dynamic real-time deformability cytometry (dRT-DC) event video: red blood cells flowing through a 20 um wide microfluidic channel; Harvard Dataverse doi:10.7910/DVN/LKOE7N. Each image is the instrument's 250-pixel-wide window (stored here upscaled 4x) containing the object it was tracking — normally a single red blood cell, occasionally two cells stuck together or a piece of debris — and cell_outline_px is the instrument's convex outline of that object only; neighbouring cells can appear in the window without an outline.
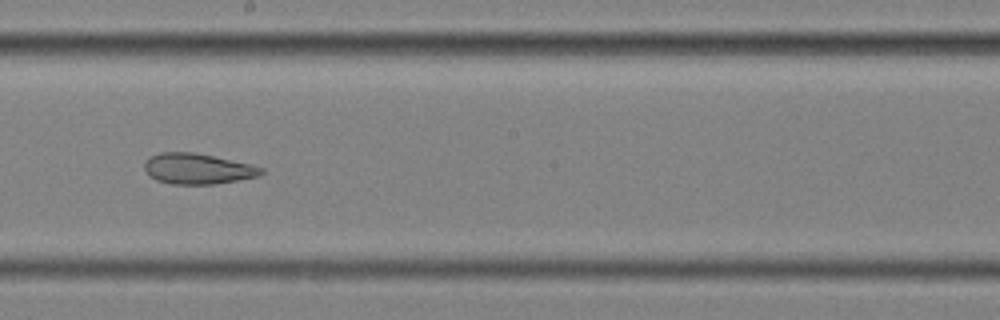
{"species": "common noctule bat (a hibernating species)", "species_latin": "Nyctalus noctula", "temperature_condition": "cold", "stored_images_in_passage": 43, "camera_frame_rate_fps": 3000, "um_per_image_px": 0.085, "animal": {"sex": "female", "body_mass_g": 25.1}, "frame": {"image": 1, "passage_image": 19, "time_ms": 6.0, "image_size_px": [1000, 320], "cell_outline_px": [[264, 172], [256, 176], [236, 180], [212, 184], [172, 184], [156, 180], [144, 168], [144, 164], [152, 156], [160, 152], [196, 152], [252, 164], [264, 168]], "centroid_in_image_um": [16.82, 14.33], "position_along_channel_um": 231.4, "area_um2": 20.63}, "authors_computed_cell_mechanics": {"area_um2": 23.698, "velocity_mm_per_s": 3.56, "shape_relaxation_time_tau1_ms": null, "shape_relaxation_time_tau2_ms": 3.3649, "deformation_change_tau1": null, "deformation_change_tau2": 0.1141}}